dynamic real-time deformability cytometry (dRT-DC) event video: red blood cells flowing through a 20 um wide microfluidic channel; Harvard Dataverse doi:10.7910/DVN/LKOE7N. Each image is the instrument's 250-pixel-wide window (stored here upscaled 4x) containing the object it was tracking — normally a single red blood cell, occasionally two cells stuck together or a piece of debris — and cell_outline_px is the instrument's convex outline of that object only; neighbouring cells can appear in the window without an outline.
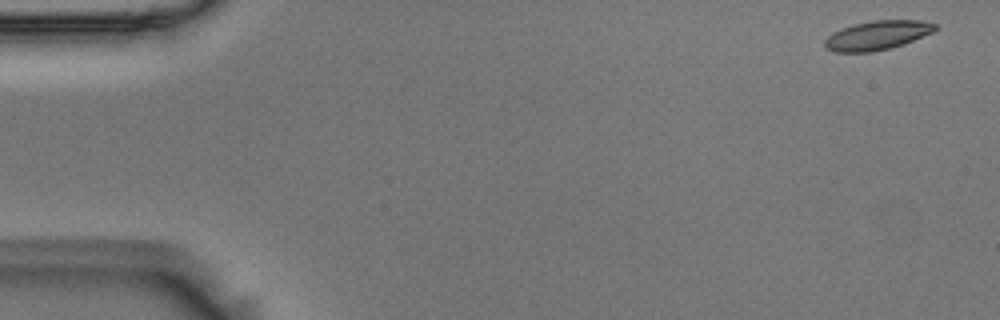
{"species": "Egyptian fruit bat (a non-hibernating species)", "species_latin": "Rousettus aegyptiacus", "temperature_condition": "room temperature", "stored_images_in_passage": 4, "camera_frame_rate_fps": 3000, "um_per_image_px": 0.085, "animal": {"sex": "male"}, "frame": {"image": 1, "passage_image": 1, "time_ms": 0.0, "image_size_px": [1000, 320], "cell_outline_px": [[936, 28], [932, 32], [904, 44], [872, 52], [836, 52], [824, 48], [824, 40], [832, 32], [852, 24], [872, 20], [920, 20], [936, 24]], "centroid_in_image_um": [74.52, 3.0], "position_along_channel_um": 10.5, "area_um2": 18.73}}